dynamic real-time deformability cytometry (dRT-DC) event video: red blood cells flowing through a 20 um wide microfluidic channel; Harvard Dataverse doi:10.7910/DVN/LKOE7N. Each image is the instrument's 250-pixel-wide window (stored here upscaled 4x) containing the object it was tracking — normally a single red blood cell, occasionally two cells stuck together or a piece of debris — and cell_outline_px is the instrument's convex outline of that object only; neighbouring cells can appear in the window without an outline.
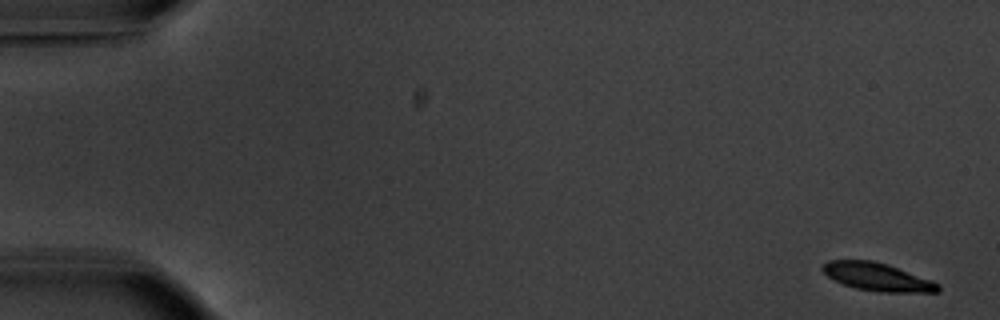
{"species": "common noctule bat (a hibernating species)", "species_latin": "Nyctalus noctula", "temperature_condition": "warm", "stored_images_in_passage": 31, "camera_frame_rate_fps": 3000, "um_per_image_px": 0.085, "animal": {"sex": "male", "body_mass_g": 20.1, "forearm_length_mm": 53.5}, "frame": {"image": 1, "passage_image": 2, "time_ms": 0.333, "image_size_px": [1000, 320], "cell_outline_px": [[940, 292], [880, 292], [856, 288], [844, 284], [828, 276], [820, 268], [828, 260], [872, 260], [888, 264], [932, 280], [940, 284]], "centroid_in_image_um": [74.61, 23.53], "position_along_channel_um": 10.4, "area_um2": 18.79}}
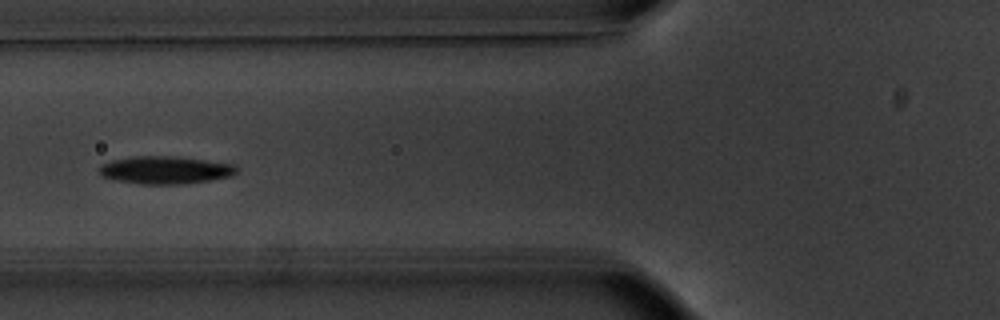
{"frame": {"image": 2, "passage_image": 22, "time_ms": 7.0, "image_size_px": [1000, 320], "cell_outline_px": [[236, 172], [232, 176], [208, 180], [176, 184], [140, 184], [116, 180], [104, 176], [100, 172], [100, 164], [112, 160], [132, 156], [168, 156], [204, 160], [236, 164]], "centroid_in_image_um": [14.03, 14.44], "position_along_channel_um": 111.8, "area_um2": 21.85}}